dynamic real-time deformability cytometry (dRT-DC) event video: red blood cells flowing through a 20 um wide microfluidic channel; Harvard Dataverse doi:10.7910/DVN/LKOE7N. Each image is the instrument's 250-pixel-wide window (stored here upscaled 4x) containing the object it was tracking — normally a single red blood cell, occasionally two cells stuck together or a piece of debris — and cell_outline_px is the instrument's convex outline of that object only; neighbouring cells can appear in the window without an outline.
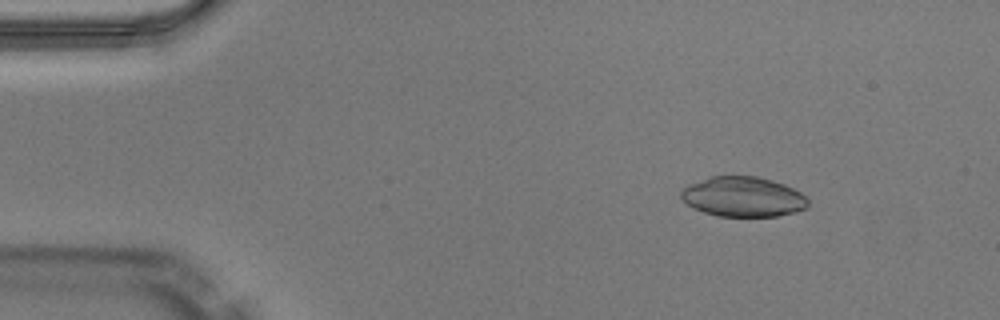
{"species": "Egyptian fruit bat (a non-hibernating species)", "species_latin": "Rousettus aegyptiacus", "temperature_condition": "warm", "stored_images_in_passage": 48, "camera_frame_rate_fps": 3000, "um_per_image_px": 0.085, "animal": {"sex": "male"}, "frame": {"image": 1, "passage_image": 6, "time_ms": 1.667, "image_size_px": [1000, 320], "cell_outline_px": [[808, 208], [796, 212], [776, 216], [716, 216], [692, 208], [680, 196], [680, 192], [688, 184], [708, 176], [756, 176], [772, 180], [784, 184], [800, 192], [808, 200]], "centroid_in_image_um": [63.15, 16.72], "position_along_channel_um": 21.9, "area_um2": 29.71}}
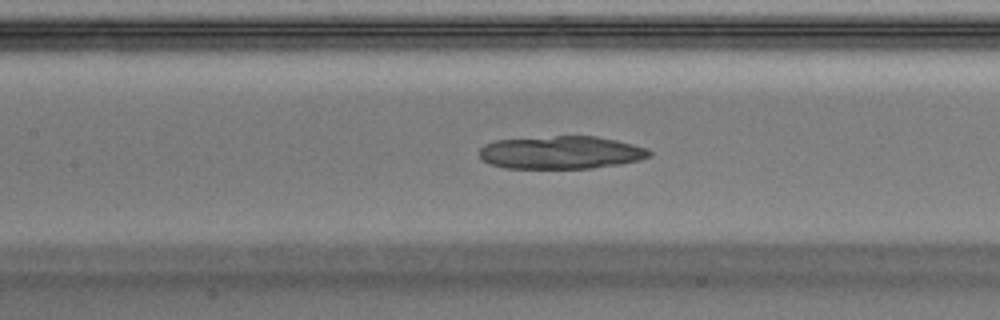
{"frame": {"image": 2, "passage_image": 22, "time_ms": 7.0, "image_size_px": [1000, 320], "cell_outline_px": [[652, 156], [640, 160], [620, 164], [592, 168], [504, 168], [488, 164], [480, 160], [476, 152], [484, 144], [496, 140], [556, 136], [596, 136], [616, 140], [648, 148], [652, 152]], "centroid_in_image_um": [47.65, 12.97], "position_along_channel_um": 159.8, "area_um2": 33.0}}
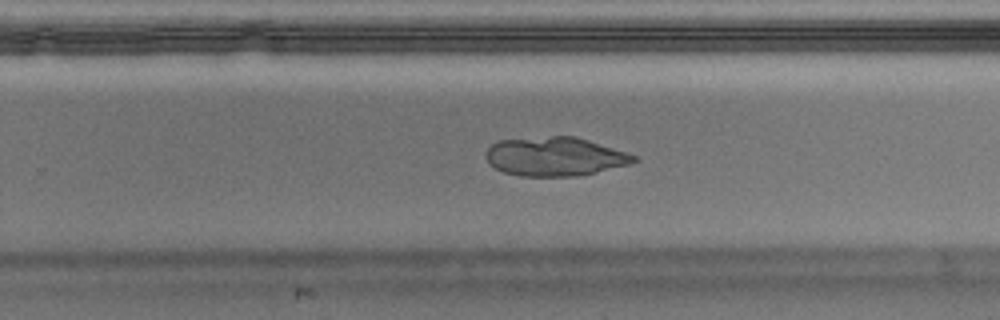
{"frame": {"image": 3, "passage_image": 31, "time_ms": 10.0, "image_size_px": [1000, 320], "cell_outline_px": [[640, 160], [628, 164], [596, 172], [576, 176], [520, 176], [504, 172], [488, 164], [484, 156], [488, 148], [492, 144], [500, 140], [552, 136], [576, 136], [636, 156]], "centroid_in_image_um": [47.12, 13.31], "position_along_channel_um": 282.7, "area_um2": 33.29}}